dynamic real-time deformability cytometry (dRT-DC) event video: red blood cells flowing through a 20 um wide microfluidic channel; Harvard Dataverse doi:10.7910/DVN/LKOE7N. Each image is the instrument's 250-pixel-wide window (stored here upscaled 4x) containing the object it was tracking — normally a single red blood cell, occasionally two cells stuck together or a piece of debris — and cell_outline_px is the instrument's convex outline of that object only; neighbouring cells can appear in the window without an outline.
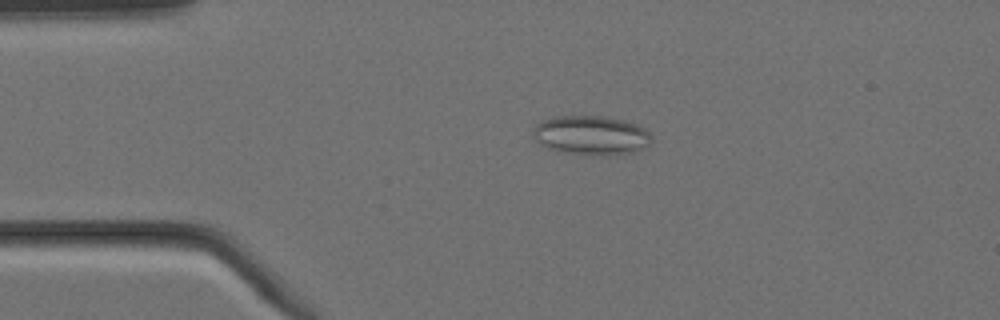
{"species": "Egyptian fruit bat (a non-hibernating species)", "species_latin": "Rousettus aegyptiacus", "temperature_condition": "cold", "stored_images_in_passage": 4, "camera_frame_rate_fps": 3000, "um_per_image_px": 0.085, "animal": {"sex": "female"}, "frame": {"image": 1, "passage_image": 3, "time_ms": 0.667, "image_size_px": [1000, 320], "cell_outline_px": [[652, 140], [648, 144], [624, 156], [592, 156], [560, 152], [548, 148], [540, 144], [532, 136], [532, 128], [540, 120], [556, 116], [604, 116], [624, 120], [636, 124], [644, 128], [652, 136]], "centroid_in_image_um": [50.22, 11.52], "position_along_channel_um": 34.8, "area_um2": 27.74}}